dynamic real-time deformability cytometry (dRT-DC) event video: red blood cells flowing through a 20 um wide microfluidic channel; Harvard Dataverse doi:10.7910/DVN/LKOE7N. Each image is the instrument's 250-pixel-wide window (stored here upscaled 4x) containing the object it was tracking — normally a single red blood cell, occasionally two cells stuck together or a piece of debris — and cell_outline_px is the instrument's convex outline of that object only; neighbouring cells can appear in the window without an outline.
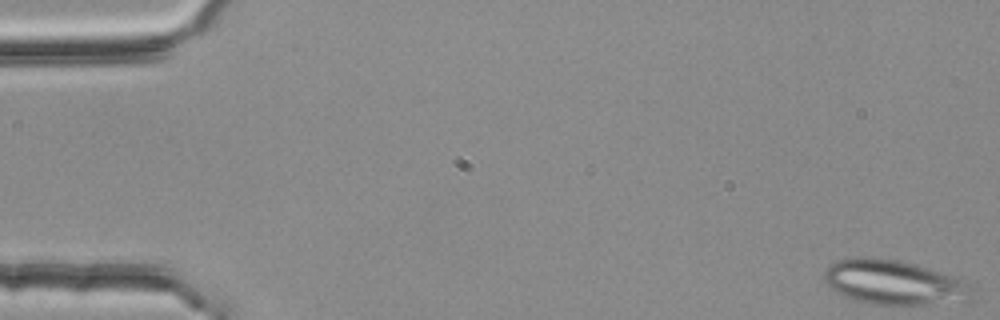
{"species": "common noctule bat (a hibernating species)", "species_latin": "Nyctalus noctula", "temperature_condition": "room temperature", "stored_images_in_passage": 21, "camera_frame_rate_fps": 3000, "um_per_image_px": 0.085, "animal": {"sex": "female", "body_mass_g": 25.1}, "frame": {"image": 1, "passage_image": 1, "time_ms": 0.0, "image_size_px": [1000, 320], "cell_outline_px": [[972, 300], [928, 304], [868, 304], [852, 300], [828, 288], [824, 280], [824, 272], [828, 264], [836, 260], [856, 256], [868, 256], [900, 260], [916, 264], [964, 280], [972, 288]], "centroid_in_image_um": [75.91, 23.99], "position_along_channel_um": 9.1, "area_um2": 38.84}}